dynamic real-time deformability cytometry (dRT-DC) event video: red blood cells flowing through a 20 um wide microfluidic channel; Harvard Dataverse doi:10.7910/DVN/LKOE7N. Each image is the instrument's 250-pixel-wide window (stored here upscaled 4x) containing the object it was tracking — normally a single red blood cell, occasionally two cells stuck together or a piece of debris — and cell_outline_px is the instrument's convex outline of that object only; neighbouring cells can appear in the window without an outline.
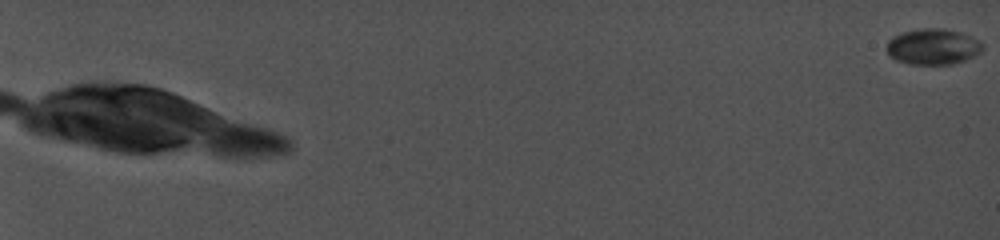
{"species": "common noctule bat (a hibernating species)", "species_latin": "Nyctalus noctula", "temperature_condition": "cold", "stored_images_in_passage": 125, "camera_frame_rate_fps": 5000, "um_per_image_px": 0.085, "animal": {"sex": "female", "body_mass_g": 19.0, "forearm_length_mm": 56.7}, "frame": {"image": 1, "passage_image": 1, "time_ms": 0.0, "image_size_px": [1000, 240], "cell_outline_px": [[984, 48], [980, 52], [964, 60], [952, 64], [912, 64], [896, 60], [888, 56], [888, 40], [892, 36], [904, 32], [920, 28], [944, 28], [960, 32], [972, 36], [980, 40], [984, 44]], "centroid_in_image_um": [79.32, 3.95], "position_along_channel_um": 5.7, "area_um2": 20.11}}
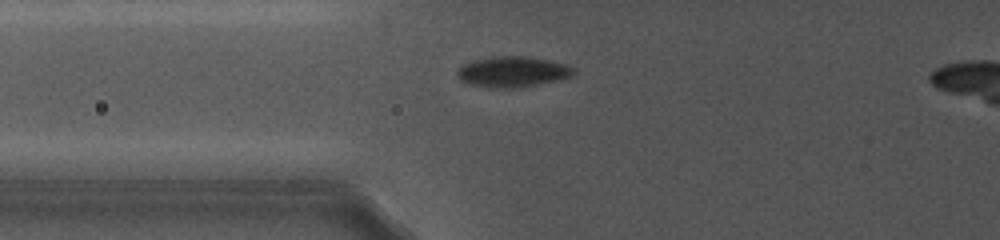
{"frame": {"image": 2, "passage_image": 55, "time_ms": 10.2, "image_size_px": [1000, 240], "cell_outline_px": [[576, 72], [572, 76], [560, 80], [520, 88], [492, 88], [468, 84], [460, 80], [456, 76], [456, 72], [464, 64], [472, 60], [496, 56], [528, 56], [568, 64], [576, 68]], "centroid_in_image_um": [43.61, 6.11], "position_along_channel_um": 82.2, "area_um2": 21.21}}
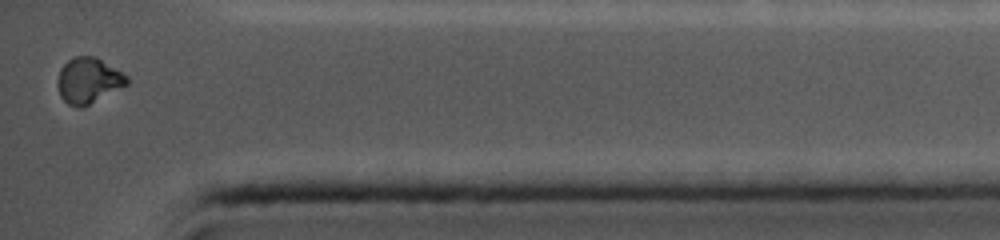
{"frame": {"image": 3, "passage_image": 125, "time_ms": 19.2, "image_size_px": [1000, 240], "cell_outline_px": [[128, 84], [80, 108], [76, 108], [68, 104], [60, 96], [56, 84], [56, 80], [60, 68], [72, 56], [96, 56], [128, 76]], "centroid_in_image_um": [7.47, 6.82], "position_along_channel_um": 427.7, "area_um2": 18.44}, "authors_computed_cell_mechanics": {"area_um2": 20.0566, "velocity_mm_per_s": 3.9226, "shape_relaxation_time_tau1_ms": 3.0337, "shape_relaxation_time_tau2_ms": null, "deformation_change_tau1": 0.0868, "deformation_change_tau2": null}}